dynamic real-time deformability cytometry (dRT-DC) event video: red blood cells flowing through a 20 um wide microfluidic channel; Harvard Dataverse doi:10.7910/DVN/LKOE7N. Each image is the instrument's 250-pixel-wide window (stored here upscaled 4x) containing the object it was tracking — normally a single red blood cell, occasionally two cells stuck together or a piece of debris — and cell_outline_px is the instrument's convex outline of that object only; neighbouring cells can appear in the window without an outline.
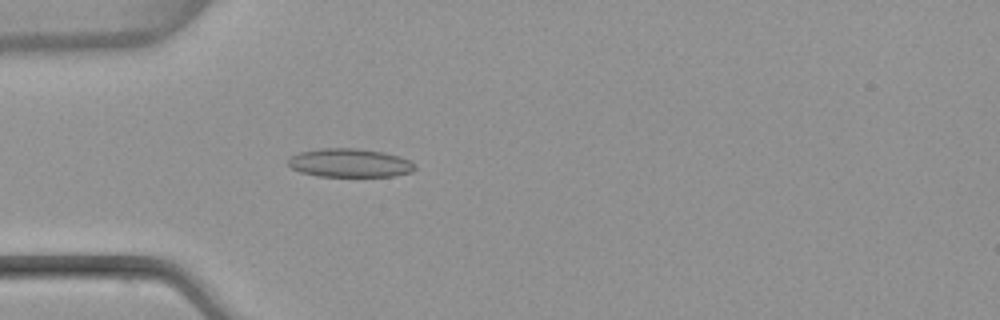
{"species": "common noctule bat (a hibernating species)", "species_latin": "Nyctalus noctula", "temperature_condition": "warm", "stored_images_in_passage": 51, "camera_frame_rate_fps": 3000, "um_per_image_px": 0.085, "animal": {"sex": "female", "body_mass_g": 22.7, "forearm_length_mm": 54.2}, "frame": {"image": 1, "passage_image": 15, "time_ms": 4.667, "image_size_px": [1000, 320], "cell_outline_px": [[416, 168], [412, 172], [392, 176], [320, 176], [300, 172], [292, 168], [288, 164], [288, 160], [292, 156], [300, 152], [320, 148], [356, 148], [384, 152], [400, 156], [416, 164]], "centroid_in_image_um": [29.75, 13.84], "position_along_channel_um": 55.2, "area_um2": 21.1}}
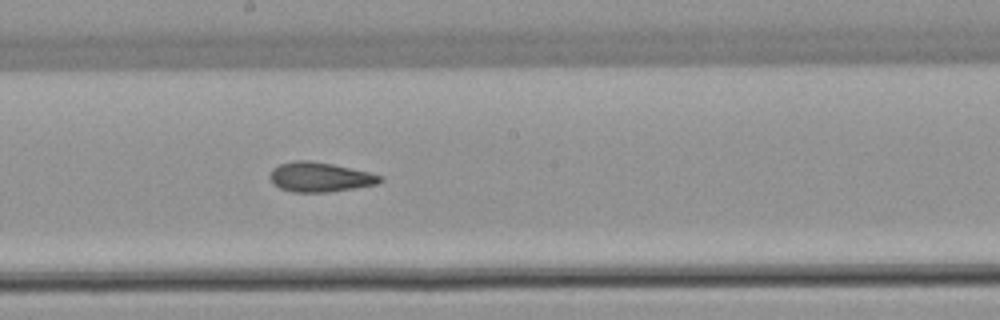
{"frame": {"image": 2, "passage_image": 28, "time_ms": 9.0, "image_size_px": [1000, 320], "cell_outline_px": [[384, 180], [376, 184], [328, 192], [292, 192], [280, 188], [272, 184], [268, 176], [272, 168], [280, 164], [296, 160], [308, 160], [332, 164], [368, 172], [384, 176]], "centroid_in_image_um": [27.15, 15.05], "position_along_channel_um": 221.0, "area_um2": 19.02}}
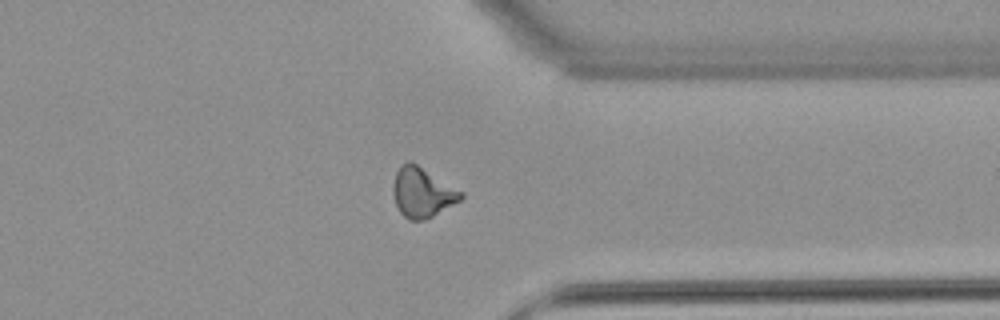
{"frame": {"image": 3, "passage_image": 40, "time_ms": 13.0, "image_size_px": [1000, 320], "cell_outline_px": [[464, 196], [460, 200], [432, 216], [424, 220], [408, 220], [400, 212], [396, 204], [392, 192], [392, 188], [396, 172], [400, 164], [408, 160], [412, 160], [464, 192]], "centroid_in_image_um": [35.88, 16.32], "position_along_channel_um": 375.5, "area_um2": 19.88}, "authors_computed_cell_mechanics": {"area_um2": 19.1318, "velocity_mm_per_s": 3.9618, "shape_relaxation_time_tau1_ms": null, "shape_relaxation_time_tau2_ms": 2.7972, "deformation_change_tau1": null, "deformation_change_tau2": 0.1087}}